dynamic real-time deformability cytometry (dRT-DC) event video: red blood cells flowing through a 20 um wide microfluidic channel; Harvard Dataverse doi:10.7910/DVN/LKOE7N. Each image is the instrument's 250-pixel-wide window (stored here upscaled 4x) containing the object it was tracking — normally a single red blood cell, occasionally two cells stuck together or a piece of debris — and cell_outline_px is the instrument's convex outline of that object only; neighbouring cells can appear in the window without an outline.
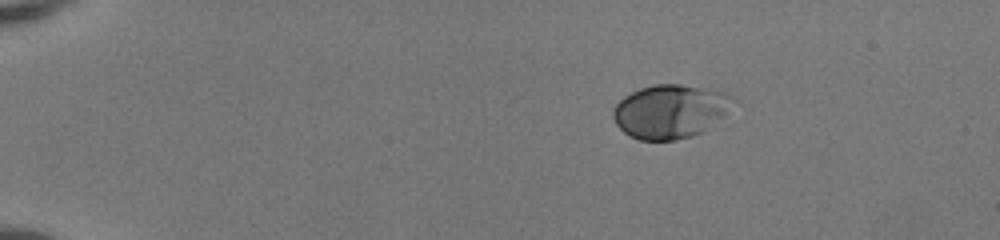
{"species": "human", "species_latin": "Homo sapiens", "temperature_condition": "room temperature", "stored_images_in_passage": 43, "camera_frame_rate_fps": 3000, "um_per_image_px": 0.085, "donor": {"sex": "female"}, "frame": {"image": 1, "passage_image": 1, "time_ms": 0.0, "image_size_px": [1000, 240], "cell_outline_px": [[740, 100], [704, 132], [692, 136], [676, 140], [640, 140], [624, 132], [616, 124], [612, 116], [612, 108], [624, 96], [640, 88], [652, 84], [680, 84], [724, 92]], "centroid_in_image_um": [56.98, 9.46], "position_along_channel_um": 28.0, "area_um2": 37.74}}
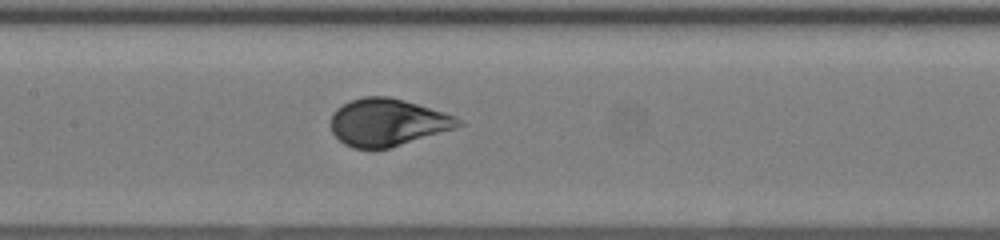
{"frame": {"image": 2, "passage_image": 19, "time_ms": 6.0, "image_size_px": [1000, 240], "cell_outline_px": [[464, 124], [456, 128], [392, 148], [376, 152], [352, 148], [344, 144], [332, 132], [332, 112], [336, 108], [352, 100], [364, 96], [388, 96], [404, 100], [444, 112], [456, 116], [464, 120]], "centroid_in_image_um": [32.96, 10.44], "position_along_channel_um": 174.4, "area_um2": 35.84}}
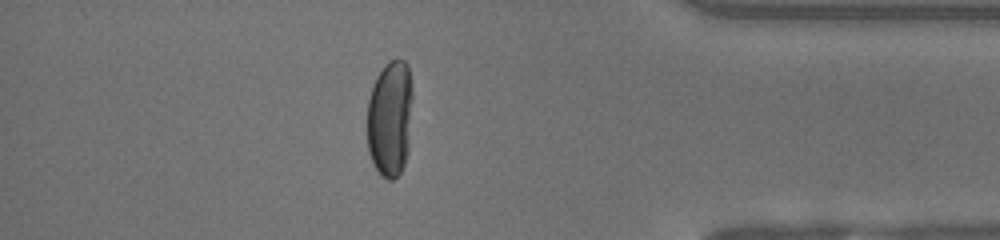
{"frame": {"image": 3, "passage_image": 37, "time_ms": 12.0, "image_size_px": [1000, 240], "cell_outline_px": [[412, 96], [408, 152], [404, 164], [400, 172], [392, 180], [388, 180], [380, 176], [368, 152], [368, 100], [376, 76], [384, 64], [388, 60], [404, 60], [408, 64], [412, 88]], "centroid_in_image_um": [33.16, 10.05], "position_along_channel_um": 402.0, "area_um2": 31.04}, "authors_computed_cell_mechanics": {"area_um2": 35.547, "velocity_mm_per_s": 4.1494, "shape_relaxation_time_tau1_ms": 3.2995, "shape_relaxation_time_tau2_ms": null, "deformation_change_tau1": 0.1798, "deformation_change_tau2": null}}